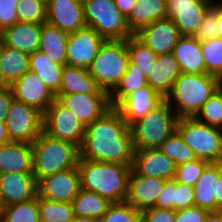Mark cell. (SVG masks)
<instances>
[{
    "mask_svg": "<svg viewBox=\"0 0 222 222\" xmlns=\"http://www.w3.org/2000/svg\"><path fill=\"white\" fill-rule=\"evenodd\" d=\"M134 147L130 126L111 107L86 127L79 158L132 166Z\"/></svg>",
    "mask_w": 222,
    "mask_h": 222,
    "instance_id": "6da1fadb",
    "label": "cell"
},
{
    "mask_svg": "<svg viewBox=\"0 0 222 222\" xmlns=\"http://www.w3.org/2000/svg\"><path fill=\"white\" fill-rule=\"evenodd\" d=\"M77 168L82 189L96 192L111 203L126 201L131 172L129 165L79 158Z\"/></svg>",
    "mask_w": 222,
    "mask_h": 222,
    "instance_id": "7a4b0ae2",
    "label": "cell"
},
{
    "mask_svg": "<svg viewBox=\"0 0 222 222\" xmlns=\"http://www.w3.org/2000/svg\"><path fill=\"white\" fill-rule=\"evenodd\" d=\"M221 87L222 81L213 75L181 73L165 100L178 118L195 117L204 103Z\"/></svg>",
    "mask_w": 222,
    "mask_h": 222,
    "instance_id": "3957f363",
    "label": "cell"
},
{
    "mask_svg": "<svg viewBox=\"0 0 222 222\" xmlns=\"http://www.w3.org/2000/svg\"><path fill=\"white\" fill-rule=\"evenodd\" d=\"M31 147L37 182L48 175L77 167L79 147L72 142L53 138L43 131Z\"/></svg>",
    "mask_w": 222,
    "mask_h": 222,
    "instance_id": "277c9868",
    "label": "cell"
},
{
    "mask_svg": "<svg viewBox=\"0 0 222 222\" xmlns=\"http://www.w3.org/2000/svg\"><path fill=\"white\" fill-rule=\"evenodd\" d=\"M178 116L165 100L130 125L134 150L159 148L176 130Z\"/></svg>",
    "mask_w": 222,
    "mask_h": 222,
    "instance_id": "5b68a950",
    "label": "cell"
},
{
    "mask_svg": "<svg viewBox=\"0 0 222 222\" xmlns=\"http://www.w3.org/2000/svg\"><path fill=\"white\" fill-rule=\"evenodd\" d=\"M127 40H105L88 68L98 86L110 94L127 71Z\"/></svg>",
    "mask_w": 222,
    "mask_h": 222,
    "instance_id": "8992f818",
    "label": "cell"
},
{
    "mask_svg": "<svg viewBox=\"0 0 222 222\" xmlns=\"http://www.w3.org/2000/svg\"><path fill=\"white\" fill-rule=\"evenodd\" d=\"M176 130L197 158L209 163L222 162V129L195 117L178 118Z\"/></svg>",
    "mask_w": 222,
    "mask_h": 222,
    "instance_id": "52a82bcc",
    "label": "cell"
},
{
    "mask_svg": "<svg viewBox=\"0 0 222 222\" xmlns=\"http://www.w3.org/2000/svg\"><path fill=\"white\" fill-rule=\"evenodd\" d=\"M85 22L105 40H127L131 33L126 17L114 0H82Z\"/></svg>",
    "mask_w": 222,
    "mask_h": 222,
    "instance_id": "ba28073f",
    "label": "cell"
},
{
    "mask_svg": "<svg viewBox=\"0 0 222 222\" xmlns=\"http://www.w3.org/2000/svg\"><path fill=\"white\" fill-rule=\"evenodd\" d=\"M43 117L37 108L13 99L5 121L9 140L32 144L43 132Z\"/></svg>",
    "mask_w": 222,
    "mask_h": 222,
    "instance_id": "9c48e42d",
    "label": "cell"
},
{
    "mask_svg": "<svg viewBox=\"0 0 222 222\" xmlns=\"http://www.w3.org/2000/svg\"><path fill=\"white\" fill-rule=\"evenodd\" d=\"M43 131L53 138L66 140L80 147L86 127L73 112L55 99L44 113Z\"/></svg>",
    "mask_w": 222,
    "mask_h": 222,
    "instance_id": "30bf717a",
    "label": "cell"
},
{
    "mask_svg": "<svg viewBox=\"0 0 222 222\" xmlns=\"http://www.w3.org/2000/svg\"><path fill=\"white\" fill-rule=\"evenodd\" d=\"M104 42L105 39L88 26L69 33L66 65L88 69Z\"/></svg>",
    "mask_w": 222,
    "mask_h": 222,
    "instance_id": "8fae6325",
    "label": "cell"
},
{
    "mask_svg": "<svg viewBox=\"0 0 222 222\" xmlns=\"http://www.w3.org/2000/svg\"><path fill=\"white\" fill-rule=\"evenodd\" d=\"M56 99L67 107L87 127L111 108L109 94L100 89L97 93L56 94Z\"/></svg>",
    "mask_w": 222,
    "mask_h": 222,
    "instance_id": "7c38bea8",
    "label": "cell"
},
{
    "mask_svg": "<svg viewBox=\"0 0 222 222\" xmlns=\"http://www.w3.org/2000/svg\"><path fill=\"white\" fill-rule=\"evenodd\" d=\"M80 189L77 167L56 172L37 182L38 196L56 202L72 203Z\"/></svg>",
    "mask_w": 222,
    "mask_h": 222,
    "instance_id": "4fadbf2b",
    "label": "cell"
},
{
    "mask_svg": "<svg viewBox=\"0 0 222 222\" xmlns=\"http://www.w3.org/2000/svg\"><path fill=\"white\" fill-rule=\"evenodd\" d=\"M14 99L37 108L43 114L55 101V94L34 72L28 71L10 85Z\"/></svg>",
    "mask_w": 222,
    "mask_h": 222,
    "instance_id": "5bb4252c",
    "label": "cell"
},
{
    "mask_svg": "<svg viewBox=\"0 0 222 222\" xmlns=\"http://www.w3.org/2000/svg\"><path fill=\"white\" fill-rule=\"evenodd\" d=\"M212 4L211 0H173L168 4V17L182 36H194Z\"/></svg>",
    "mask_w": 222,
    "mask_h": 222,
    "instance_id": "9a60e30c",
    "label": "cell"
},
{
    "mask_svg": "<svg viewBox=\"0 0 222 222\" xmlns=\"http://www.w3.org/2000/svg\"><path fill=\"white\" fill-rule=\"evenodd\" d=\"M46 22L67 33L86 25L82 0H50L46 4Z\"/></svg>",
    "mask_w": 222,
    "mask_h": 222,
    "instance_id": "2e32d148",
    "label": "cell"
},
{
    "mask_svg": "<svg viewBox=\"0 0 222 222\" xmlns=\"http://www.w3.org/2000/svg\"><path fill=\"white\" fill-rule=\"evenodd\" d=\"M135 35L157 56L171 53L182 37L179 29L169 17L143 27Z\"/></svg>",
    "mask_w": 222,
    "mask_h": 222,
    "instance_id": "e0dca14e",
    "label": "cell"
},
{
    "mask_svg": "<svg viewBox=\"0 0 222 222\" xmlns=\"http://www.w3.org/2000/svg\"><path fill=\"white\" fill-rule=\"evenodd\" d=\"M131 169L140 175L173 180L177 165L159 148L137 149Z\"/></svg>",
    "mask_w": 222,
    "mask_h": 222,
    "instance_id": "ac0fdd59",
    "label": "cell"
},
{
    "mask_svg": "<svg viewBox=\"0 0 222 222\" xmlns=\"http://www.w3.org/2000/svg\"><path fill=\"white\" fill-rule=\"evenodd\" d=\"M165 98L149 85L128 94L115 108L128 126L156 109Z\"/></svg>",
    "mask_w": 222,
    "mask_h": 222,
    "instance_id": "d6986e66",
    "label": "cell"
},
{
    "mask_svg": "<svg viewBox=\"0 0 222 222\" xmlns=\"http://www.w3.org/2000/svg\"><path fill=\"white\" fill-rule=\"evenodd\" d=\"M166 181L158 177L140 175L131 169L126 202L139 211L156 207V200Z\"/></svg>",
    "mask_w": 222,
    "mask_h": 222,
    "instance_id": "ffe728a7",
    "label": "cell"
},
{
    "mask_svg": "<svg viewBox=\"0 0 222 222\" xmlns=\"http://www.w3.org/2000/svg\"><path fill=\"white\" fill-rule=\"evenodd\" d=\"M37 195V180L33 173L0 174V196L5 206L28 201Z\"/></svg>",
    "mask_w": 222,
    "mask_h": 222,
    "instance_id": "44dd1931",
    "label": "cell"
},
{
    "mask_svg": "<svg viewBox=\"0 0 222 222\" xmlns=\"http://www.w3.org/2000/svg\"><path fill=\"white\" fill-rule=\"evenodd\" d=\"M41 24L17 22L0 32V42L26 54L39 50Z\"/></svg>",
    "mask_w": 222,
    "mask_h": 222,
    "instance_id": "7402d4cb",
    "label": "cell"
},
{
    "mask_svg": "<svg viewBox=\"0 0 222 222\" xmlns=\"http://www.w3.org/2000/svg\"><path fill=\"white\" fill-rule=\"evenodd\" d=\"M181 73L179 63L172 52L158 55L147 76V84L166 98L171 93L174 83Z\"/></svg>",
    "mask_w": 222,
    "mask_h": 222,
    "instance_id": "603a6c76",
    "label": "cell"
},
{
    "mask_svg": "<svg viewBox=\"0 0 222 222\" xmlns=\"http://www.w3.org/2000/svg\"><path fill=\"white\" fill-rule=\"evenodd\" d=\"M10 172L33 173L30 143L9 141L0 145V174Z\"/></svg>",
    "mask_w": 222,
    "mask_h": 222,
    "instance_id": "cb8c5ba5",
    "label": "cell"
},
{
    "mask_svg": "<svg viewBox=\"0 0 222 222\" xmlns=\"http://www.w3.org/2000/svg\"><path fill=\"white\" fill-rule=\"evenodd\" d=\"M168 17V5L163 0H137L130 14L126 17L133 35L143 27Z\"/></svg>",
    "mask_w": 222,
    "mask_h": 222,
    "instance_id": "d4e9b609",
    "label": "cell"
},
{
    "mask_svg": "<svg viewBox=\"0 0 222 222\" xmlns=\"http://www.w3.org/2000/svg\"><path fill=\"white\" fill-rule=\"evenodd\" d=\"M182 73H206L200 42L194 36H182L172 51Z\"/></svg>",
    "mask_w": 222,
    "mask_h": 222,
    "instance_id": "484cf974",
    "label": "cell"
},
{
    "mask_svg": "<svg viewBox=\"0 0 222 222\" xmlns=\"http://www.w3.org/2000/svg\"><path fill=\"white\" fill-rule=\"evenodd\" d=\"M222 173L221 163H210L197 180L194 188L195 206L216 211V179Z\"/></svg>",
    "mask_w": 222,
    "mask_h": 222,
    "instance_id": "4316f807",
    "label": "cell"
},
{
    "mask_svg": "<svg viewBox=\"0 0 222 222\" xmlns=\"http://www.w3.org/2000/svg\"><path fill=\"white\" fill-rule=\"evenodd\" d=\"M69 33L54 25L41 24L39 50L47 55L53 63L66 65V46Z\"/></svg>",
    "mask_w": 222,
    "mask_h": 222,
    "instance_id": "83f0119b",
    "label": "cell"
},
{
    "mask_svg": "<svg viewBox=\"0 0 222 222\" xmlns=\"http://www.w3.org/2000/svg\"><path fill=\"white\" fill-rule=\"evenodd\" d=\"M101 88L88 69L64 65L57 94L97 93Z\"/></svg>",
    "mask_w": 222,
    "mask_h": 222,
    "instance_id": "f1b7e54d",
    "label": "cell"
},
{
    "mask_svg": "<svg viewBox=\"0 0 222 222\" xmlns=\"http://www.w3.org/2000/svg\"><path fill=\"white\" fill-rule=\"evenodd\" d=\"M63 67L61 64L53 63L40 50L29 54V71L36 73L55 95L60 89Z\"/></svg>",
    "mask_w": 222,
    "mask_h": 222,
    "instance_id": "f546056e",
    "label": "cell"
},
{
    "mask_svg": "<svg viewBox=\"0 0 222 222\" xmlns=\"http://www.w3.org/2000/svg\"><path fill=\"white\" fill-rule=\"evenodd\" d=\"M0 70L4 80L11 85L29 71V54L0 42Z\"/></svg>",
    "mask_w": 222,
    "mask_h": 222,
    "instance_id": "4dcf8cb0",
    "label": "cell"
},
{
    "mask_svg": "<svg viewBox=\"0 0 222 222\" xmlns=\"http://www.w3.org/2000/svg\"><path fill=\"white\" fill-rule=\"evenodd\" d=\"M112 203L96 192L80 189L72 201L74 216L100 219Z\"/></svg>",
    "mask_w": 222,
    "mask_h": 222,
    "instance_id": "1f68e13d",
    "label": "cell"
},
{
    "mask_svg": "<svg viewBox=\"0 0 222 222\" xmlns=\"http://www.w3.org/2000/svg\"><path fill=\"white\" fill-rule=\"evenodd\" d=\"M147 85V77L141 70H138V66L129 61L126 73L122 76L116 88L109 94L111 107H116L128 94Z\"/></svg>",
    "mask_w": 222,
    "mask_h": 222,
    "instance_id": "d6a6232c",
    "label": "cell"
},
{
    "mask_svg": "<svg viewBox=\"0 0 222 222\" xmlns=\"http://www.w3.org/2000/svg\"><path fill=\"white\" fill-rule=\"evenodd\" d=\"M129 61L138 66V70L147 77L153 67L157 55L148 48L136 35L127 39Z\"/></svg>",
    "mask_w": 222,
    "mask_h": 222,
    "instance_id": "836d02e7",
    "label": "cell"
},
{
    "mask_svg": "<svg viewBox=\"0 0 222 222\" xmlns=\"http://www.w3.org/2000/svg\"><path fill=\"white\" fill-rule=\"evenodd\" d=\"M40 219L46 222H71L74 219L72 203L56 202L38 196Z\"/></svg>",
    "mask_w": 222,
    "mask_h": 222,
    "instance_id": "e575fe53",
    "label": "cell"
},
{
    "mask_svg": "<svg viewBox=\"0 0 222 222\" xmlns=\"http://www.w3.org/2000/svg\"><path fill=\"white\" fill-rule=\"evenodd\" d=\"M38 195L28 201L5 206L1 222H39Z\"/></svg>",
    "mask_w": 222,
    "mask_h": 222,
    "instance_id": "d590c367",
    "label": "cell"
},
{
    "mask_svg": "<svg viewBox=\"0 0 222 222\" xmlns=\"http://www.w3.org/2000/svg\"><path fill=\"white\" fill-rule=\"evenodd\" d=\"M176 165H182L197 157L194 151L184 142L180 133L175 130L159 147Z\"/></svg>",
    "mask_w": 222,
    "mask_h": 222,
    "instance_id": "8d00e7d4",
    "label": "cell"
},
{
    "mask_svg": "<svg viewBox=\"0 0 222 222\" xmlns=\"http://www.w3.org/2000/svg\"><path fill=\"white\" fill-rule=\"evenodd\" d=\"M206 73L222 81V38L215 37L200 42Z\"/></svg>",
    "mask_w": 222,
    "mask_h": 222,
    "instance_id": "74e56055",
    "label": "cell"
},
{
    "mask_svg": "<svg viewBox=\"0 0 222 222\" xmlns=\"http://www.w3.org/2000/svg\"><path fill=\"white\" fill-rule=\"evenodd\" d=\"M195 118L209 126L222 129V87L204 103Z\"/></svg>",
    "mask_w": 222,
    "mask_h": 222,
    "instance_id": "f35d334b",
    "label": "cell"
},
{
    "mask_svg": "<svg viewBox=\"0 0 222 222\" xmlns=\"http://www.w3.org/2000/svg\"><path fill=\"white\" fill-rule=\"evenodd\" d=\"M99 222H141V211L126 201L112 203Z\"/></svg>",
    "mask_w": 222,
    "mask_h": 222,
    "instance_id": "ab89813d",
    "label": "cell"
},
{
    "mask_svg": "<svg viewBox=\"0 0 222 222\" xmlns=\"http://www.w3.org/2000/svg\"><path fill=\"white\" fill-rule=\"evenodd\" d=\"M19 22H46V5L40 0H19L17 5Z\"/></svg>",
    "mask_w": 222,
    "mask_h": 222,
    "instance_id": "60d3db41",
    "label": "cell"
},
{
    "mask_svg": "<svg viewBox=\"0 0 222 222\" xmlns=\"http://www.w3.org/2000/svg\"><path fill=\"white\" fill-rule=\"evenodd\" d=\"M209 164L207 161L196 158L185 164L177 165L174 180L193 187Z\"/></svg>",
    "mask_w": 222,
    "mask_h": 222,
    "instance_id": "b9f144b4",
    "label": "cell"
},
{
    "mask_svg": "<svg viewBox=\"0 0 222 222\" xmlns=\"http://www.w3.org/2000/svg\"><path fill=\"white\" fill-rule=\"evenodd\" d=\"M218 3L213 4L206 10L203 16V20L195 33L194 37L199 41L210 40L215 37H219L218 31Z\"/></svg>",
    "mask_w": 222,
    "mask_h": 222,
    "instance_id": "7bdbcfd3",
    "label": "cell"
},
{
    "mask_svg": "<svg viewBox=\"0 0 222 222\" xmlns=\"http://www.w3.org/2000/svg\"><path fill=\"white\" fill-rule=\"evenodd\" d=\"M194 205V188L174 180V210L177 211Z\"/></svg>",
    "mask_w": 222,
    "mask_h": 222,
    "instance_id": "ee69618b",
    "label": "cell"
},
{
    "mask_svg": "<svg viewBox=\"0 0 222 222\" xmlns=\"http://www.w3.org/2000/svg\"><path fill=\"white\" fill-rule=\"evenodd\" d=\"M18 2L19 0H0V32L19 22Z\"/></svg>",
    "mask_w": 222,
    "mask_h": 222,
    "instance_id": "f6af8a7d",
    "label": "cell"
},
{
    "mask_svg": "<svg viewBox=\"0 0 222 222\" xmlns=\"http://www.w3.org/2000/svg\"><path fill=\"white\" fill-rule=\"evenodd\" d=\"M176 211L152 207L141 211V222H175Z\"/></svg>",
    "mask_w": 222,
    "mask_h": 222,
    "instance_id": "bcb514c9",
    "label": "cell"
},
{
    "mask_svg": "<svg viewBox=\"0 0 222 222\" xmlns=\"http://www.w3.org/2000/svg\"><path fill=\"white\" fill-rule=\"evenodd\" d=\"M208 210L192 206L185 209L177 210L175 222H205Z\"/></svg>",
    "mask_w": 222,
    "mask_h": 222,
    "instance_id": "7dc6e473",
    "label": "cell"
},
{
    "mask_svg": "<svg viewBox=\"0 0 222 222\" xmlns=\"http://www.w3.org/2000/svg\"><path fill=\"white\" fill-rule=\"evenodd\" d=\"M156 207L174 210V179L165 182L156 200Z\"/></svg>",
    "mask_w": 222,
    "mask_h": 222,
    "instance_id": "c3c4849f",
    "label": "cell"
},
{
    "mask_svg": "<svg viewBox=\"0 0 222 222\" xmlns=\"http://www.w3.org/2000/svg\"><path fill=\"white\" fill-rule=\"evenodd\" d=\"M14 99L13 91L10 86L0 90V121L5 122L10 105Z\"/></svg>",
    "mask_w": 222,
    "mask_h": 222,
    "instance_id": "681fc988",
    "label": "cell"
},
{
    "mask_svg": "<svg viewBox=\"0 0 222 222\" xmlns=\"http://www.w3.org/2000/svg\"><path fill=\"white\" fill-rule=\"evenodd\" d=\"M137 0H114L115 5L118 7L120 12L127 17L132 8L135 6Z\"/></svg>",
    "mask_w": 222,
    "mask_h": 222,
    "instance_id": "f907efd6",
    "label": "cell"
},
{
    "mask_svg": "<svg viewBox=\"0 0 222 222\" xmlns=\"http://www.w3.org/2000/svg\"><path fill=\"white\" fill-rule=\"evenodd\" d=\"M216 211H222V173L216 179Z\"/></svg>",
    "mask_w": 222,
    "mask_h": 222,
    "instance_id": "816d5d0a",
    "label": "cell"
},
{
    "mask_svg": "<svg viewBox=\"0 0 222 222\" xmlns=\"http://www.w3.org/2000/svg\"><path fill=\"white\" fill-rule=\"evenodd\" d=\"M205 222H222V211H210Z\"/></svg>",
    "mask_w": 222,
    "mask_h": 222,
    "instance_id": "f5cc1de1",
    "label": "cell"
},
{
    "mask_svg": "<svg viewBox=\"0 0 222 222\" xmlns=\"http://www.w3.org/2000/svg\"><path fill=\"white\" fill-rule=\"evenodd\" d=\"M7 128L5 122L0 121V145L9 142Z\"/></svg>",
    "mask_w": 222,
    "mask_h": 222,
    "instance_id": "db71d44e",
    "label": "cell"
},
{
    "mask_svg": "<svg viewBox=\"0 0 222 222\" xmlns=\"http://www.w3.org/2000/svg\"><path fill=\"white\" fill-rule=\"evenodd\" d=\"M218 31L219 37L222 38V0L218 2Z\"/></svg>",
    "mask_w": 222,
    "mask_h": 222,
    "instance_id": "11a10c76",
    "label": "cell"
},
{
    "mask_svg": "<svg viewBox=\"0 0 222 222\" xmlns=\"http://www.w3.org/2000/svg\"><path fill=\"white\" fill-rule=\"evenodd\" d=\"M71 222H99V219L74 216V219Z\"/></svg>",
    "mask_w": 222,
    "mask_h": 222,
    "instance_id": "9f6ffc18",
    "label": "cell"
},
{
    "mask_svg": "<svg viewBox=\"0 0 222 222\" xmlns=\"http://www.w3.org/2000/svg\"><path fill=\"white\" fill-rule=\"evenodd\" d=\"M8 86H10L3 78L1 70H0V90H3L5 88H7Z\"/></svg>",
    "mask_w": 222,
    "mask_h": 222,
    "instance_id": "6f0895ef",
    "label": "cell"
},
{
    "mask_svg": "<svg viewBox=\"0 0 222 222\" xmlns=\"http://www.w3.org/2000/svg\"><path fill=\"white\" fill-rule=\"evenodd\" d=\"M4 211H5V204L2 200V197L0 196V222L2 221Z\"/></svg>",
    "mask_w": 222,
    "mask_h": 222,
    "instance_id": "680465c9",
    "label": "cell"
},
{
    "mask_svg": "<svg viewBox=\"0 0 222 222\" xmlns=\"http://www.w3.org/2000/svg\"><path fill=\"white\" fill-rule=\"evenodd\" d=\"M40 1H42L46 5L50 0H40Z\"/></svg>",
    "mask_w": 222,
    "mask_h": 222,
    "instance_id": "91938a15",
    "label": "cell"
},
{
    "mask_svg": "<svg viewBox=\"0 0 222 222\" xmlns=\"http://www.w3.org/2000/svg\"><path fill=\"white\" fill-rule=\"evenodd\" d=\"M167 5L173 0H163Z\"/></svg>",
    "mask_w": 222,
    "mask_h": 222,
    "instance_id": "94428289",
    "label": "cell"
}]
</instances>
